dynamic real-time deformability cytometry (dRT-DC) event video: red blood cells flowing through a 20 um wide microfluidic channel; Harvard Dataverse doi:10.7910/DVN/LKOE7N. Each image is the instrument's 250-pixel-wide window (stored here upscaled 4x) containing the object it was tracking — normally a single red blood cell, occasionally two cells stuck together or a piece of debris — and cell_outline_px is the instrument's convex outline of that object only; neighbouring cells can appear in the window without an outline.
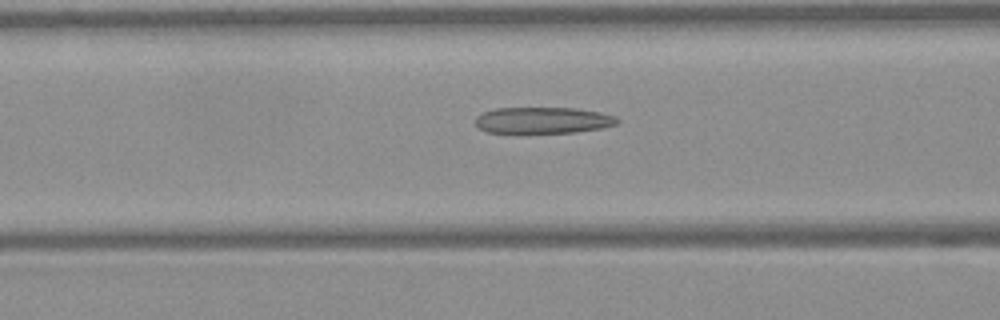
{"species": "Egyptian fruit bat (a non-hibernating species)", "species_latin": "Rousettus aegyptiacus", "temperature_condition": "warm", "stored_images_in_passage": 33, "camera_frame_rate_fps": 3000, "um_per_image_px": 0.085, "frame": {"image": 1, "passage_image": 12, "time_ms": 3.667, "image_size_px": [1000, 320], "cell_outline_px": [[620, 120], [616, 124], [600, 128], [576, 132], [516, 136], [488, 132], [480, 128], [476, 124], [476, 116], [484, 112], [496, 108], [576, 108], [600, 112], [616, 116]], "centroid_in_image_um": [46.1, 10.27], "position_along_channel_um": 120.5, "area_um2": 22.77}}
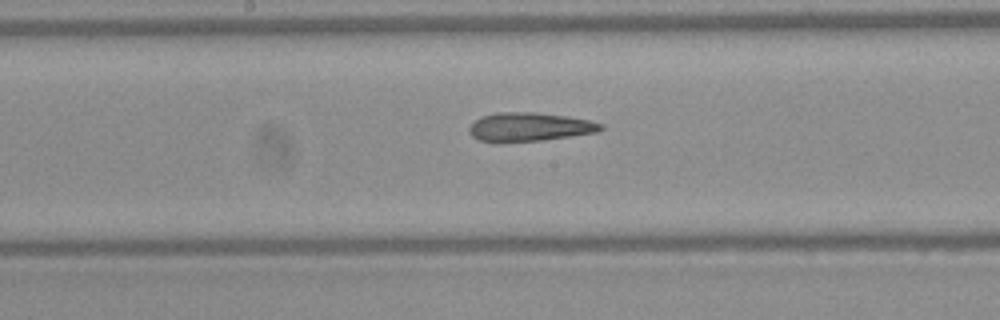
{"frame": {"image": 2, "passage_image": 18, "time_ms": 5.667, "image_size_px": [1000, 320], "cell_outline_px": [[604, 128], [600, 132], [572, 136], [540, 140], [500, 144], [496, 144], [480, 140], [472, 136], [468, 132], [468, 128], [480, 116], [496, 112], [532, 112], [568, 116], [592, 120], [604, 124]], "centroid_in_image_um": [45.0, 10.8], "position_along_channel_um": 203.2, "area_um2": 22.66}}
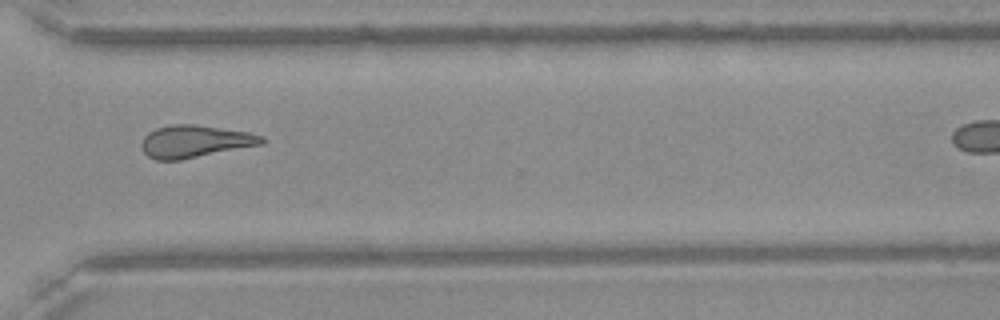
{"frame": {"image": 3, "passage_image": 29, "time_ms": 9.333, "image_size_px": [1000, 320], "cell_outline_px": [[268, 140], [264, 144], [180, 160], [156, 160], [148, 156], [144, 152], [140, 144], [144, 136], [148, 132], [156, 128], [172, 124], [196, 124], [248, 132], [264, 136]], "centroid_in_image_um": [16.59, 12.01], "position_along_channel_um": 354.0, "area_um2": 22.89}}